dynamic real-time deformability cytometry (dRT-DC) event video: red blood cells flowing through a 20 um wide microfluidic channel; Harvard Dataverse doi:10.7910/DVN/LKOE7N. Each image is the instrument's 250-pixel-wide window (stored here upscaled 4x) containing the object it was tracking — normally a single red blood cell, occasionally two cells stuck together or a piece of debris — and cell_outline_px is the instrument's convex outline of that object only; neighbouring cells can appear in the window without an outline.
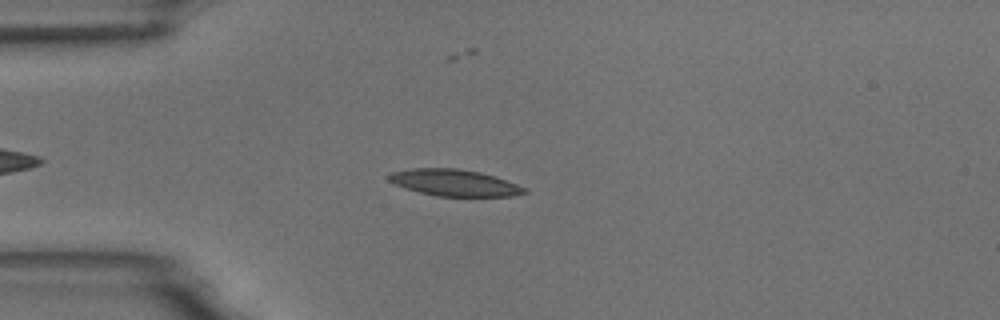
{"species": "common noctule bat (a hibernating species)", "species_latin": "Nyctalus noctula", "temperature_condition": "room temperature", "stored_images_in_passage": 49, "camera_frame_rate_fps": 3000, "um_per_image_px": 0.085, "animal": {"sex": "male", "body_mass_g": 18.8}, "frame": {"image": 1, "passage_image": 8, "time_ms": 2.333, "image_size_px": [1000, 320], "cell_outline_px": [[528, 192], [512, 196], [436, 196], [404, 188], [388, 180], [388, 176], [392, 172], [412, 168], [456, 168], [480, 172], [528, 188]], "centroid_in_image_um": [38.61, 15.53], "position_along_channel_um": 46.4, "area_um2": 20.81}}
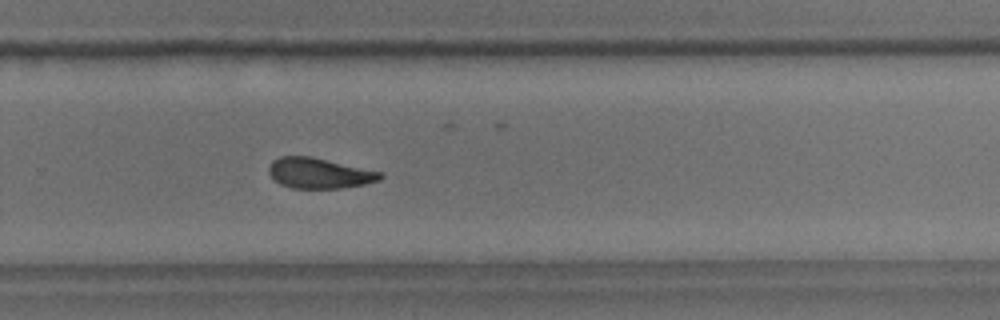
{"frame": {"image": 2, "passage_image": 30, "time_ms": 9.667, "image_size_px": [1000, 320], "cell_outline_px": [[384, 176], [380, 180], [364, 184], [340, 188], [292, 188], [280, 184], [268, 172], [268, 168], [272, 160], [280, 156], [308, 156], [380, 172]], "centroid_in_image_um": [27.09, 14.72], "position_along_channel_um": 302.7, "area_um2": 19.42}}
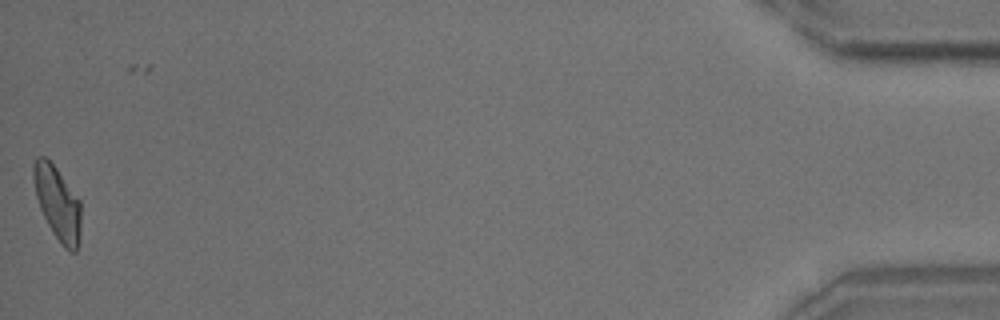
{"frame": {"image": 3, "passage_image": 48, "time_ms": 15.667, "image_size_px": [1000, 320], "cell_outline_px": [[80, 232], [76, 252], [72, 252], [64, 248], [60, 244], [52, 232], [40, 208], [36, 196], [32, 176], [32, 164], [36, 156], [44, 156], [56, 168], [80, 200]], "centroid_in_image_um": [4.87, 17.26], "position_along_channel_um": 430.3, "area_um2": 20.29}, "authors_computed_cell_mechanics": {"area_um2": 20.519, "velocity_mm_per_s": 3.7192, "shape_relaxation_time_tau1_ms": 7.4774, "shape_relaxation_time_tau2_ms": 3.6292, "deformation_change_tau1": 0.1722, "deformation_change_tau2": 0.1071}}